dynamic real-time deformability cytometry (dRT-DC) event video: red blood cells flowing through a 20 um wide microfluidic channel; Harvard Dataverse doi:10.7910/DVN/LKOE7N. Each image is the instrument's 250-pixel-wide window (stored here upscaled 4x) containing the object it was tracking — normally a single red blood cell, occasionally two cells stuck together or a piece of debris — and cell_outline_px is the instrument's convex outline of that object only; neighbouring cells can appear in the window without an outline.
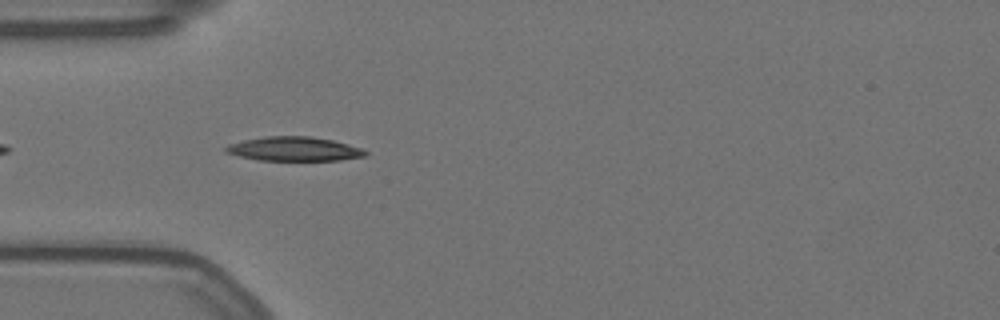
{"species": "Egyptian fruit bat (a non-hibernating species)", "species_latin": "Rousettus aegyptiacus", "temperature_condition": "warm", "stored_images_in_passage": 44, "camera_frame_rate_fps": 3000, "um_per_image_px": 0.085, "animal": {"sex": "female"}, "frame": {"image": 1, "passage_image": 4, "time_ms": 1.0, "image_size_px": [1000, 320], "cell_outline_px": [[368, 156], [340, 160], [256, 160], [224, 152], [224, 148], [228, 144], [244, 140], [264, 136], [312, 136], [332, 140], [364, 148], [368, 152]], "centroid_in_image_um": [25.03, 12.66], "position_along_channel_um": 60.0, "area_um2": 19.83}}
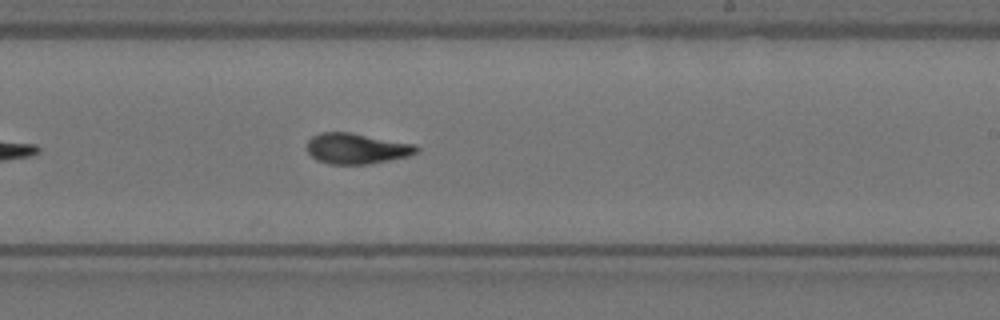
{"frame": {"image": 2, "passage_image": 21, "time_ms": 6.667, "image_size_px": [1000, 320], "cell_outline_px": [[420, 148], [416, 152], [408, 156], [368, 164], [328, 164], [316, 160], [308, 152], [308, 140], [312, 136], [320, 132], [348, 132], [416, 144]], "centroid_in_image_um": [30.3, 12.62], "position_along_channel_um": 258.7, "area_um2": 19.48}}
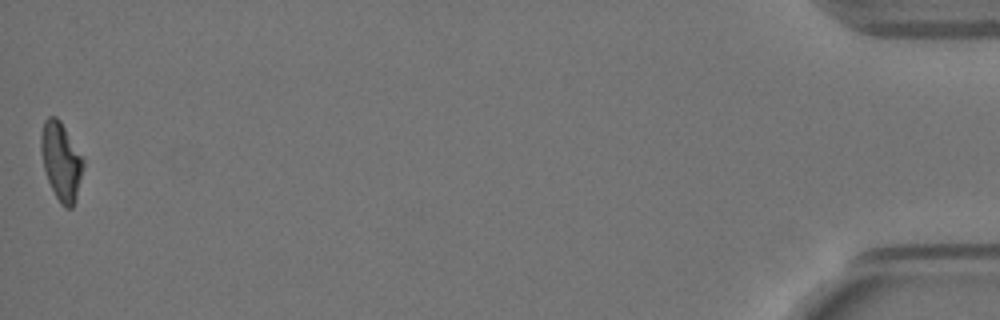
{"frame": {"image": 3, "passage_image": 44, "time_ms": 14.333, "image_size_px": [1000, 320], "cell_outline_px": [[84, 164], [76, 196], [72, 208], [64, 208], [60, 204], [48, 180], [44, 168], [40, 148], [40, 136], [44, 120], [48, 116], [56, 116], [60, 120], [84, 160]], "centroid_in_image_um": [5.17, 13.68], "position_along_channel_um": 430.0, "area_um2": 18.96}, "authors_computed_cell_mechanics": {"area_um2": 19.4208, "velocity_mm_per_s": 3.532, "shape_relaxation_time_tau1_ms": 4.4083, "shape_relaxation_time_tau2_ms": 2.9751, "deformation_change_tau1": 0.1688, "deformation_change_tau2": 0.0893}}